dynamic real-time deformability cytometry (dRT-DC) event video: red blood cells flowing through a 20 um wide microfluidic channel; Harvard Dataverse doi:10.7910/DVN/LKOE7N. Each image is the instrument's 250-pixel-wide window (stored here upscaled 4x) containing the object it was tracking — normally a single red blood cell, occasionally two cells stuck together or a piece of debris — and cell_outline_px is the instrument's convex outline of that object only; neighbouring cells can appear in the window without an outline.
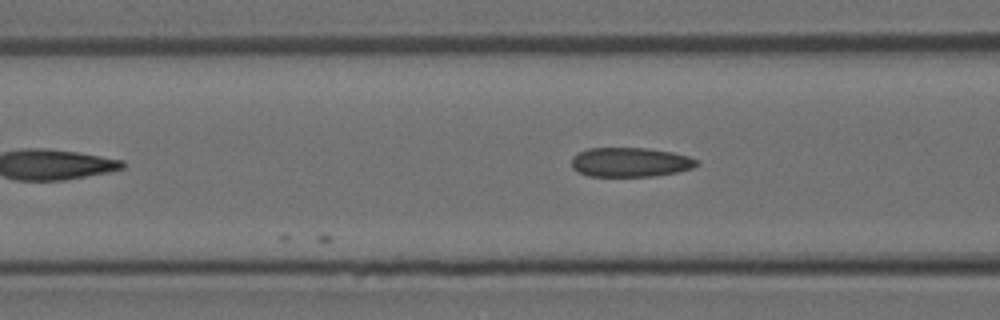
{"species": "Egyptian fruit bat (a non-hibernating species)", "species_latin": "Rousettus aegyptiacus", "temperature_condition": "room temperature", "stored_images_in_passage": 6, "camera_frame_rate_fps": 3000, "um_per_image_px": 0.085, "animal": {"sex": "female"}, "frame": {"image": 1, "passage_image": 6, "time_ms": 5.667, "image_size_px": [1000, 320], "cell_outline_px": [[700, 164], [692, 168], [676, 172], [652, 176], [588, 176], [572, 168], [572, 156], [576, 152], [588, 148], [644, 148], [672, 152], [688, 156], [700, 160]], "centroid_in_image_um": [53.57, 13.78], "position_along_channel_um": 113.0, "area_um2": 21.5}}